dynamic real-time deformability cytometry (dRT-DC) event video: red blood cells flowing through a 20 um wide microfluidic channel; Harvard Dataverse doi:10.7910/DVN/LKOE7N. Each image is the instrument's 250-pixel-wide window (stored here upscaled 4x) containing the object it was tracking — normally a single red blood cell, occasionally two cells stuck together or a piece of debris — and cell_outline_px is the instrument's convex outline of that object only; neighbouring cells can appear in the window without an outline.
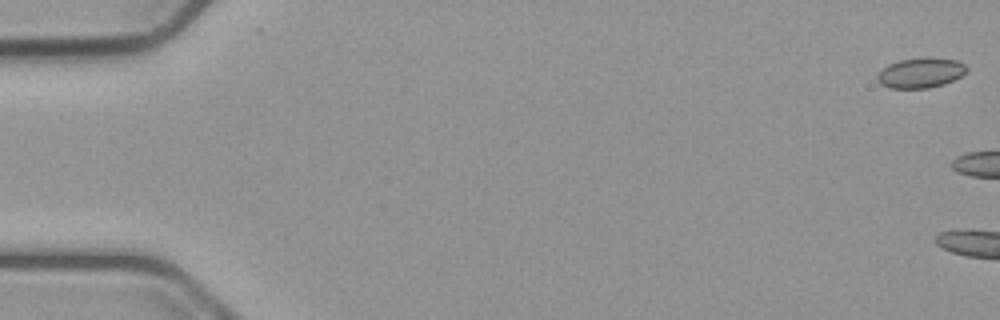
{"species": "common noctule bat (a hibernating species)", "species_latin": "Nyctalus noctula", "temperature_condition": "cold", "stored_images_in_passage": 5, "camera_frame_rate_fps": 3000, "um_per_image_px": 0.085, "animal": {"sex": "male", "body_mass_g": 23.1, "forearm_length_mm": 52.7}, "frame": {"image": 1, "passage_image": 1, "time_ms": 0.0, "image_size_px": [1000, 320], "cell_outline_px": [[968, 68], [960, 76], [944, 84], [928, 88], [888, 88], [880, 84], [876, 80], [876, 76], [888, 64], [900, 60], [956, 60], [964, 64]], "centroid_in_image_um": [78.19, 6.25], "position_along_channel_um": 6.8, "area_um2": 14.91}}